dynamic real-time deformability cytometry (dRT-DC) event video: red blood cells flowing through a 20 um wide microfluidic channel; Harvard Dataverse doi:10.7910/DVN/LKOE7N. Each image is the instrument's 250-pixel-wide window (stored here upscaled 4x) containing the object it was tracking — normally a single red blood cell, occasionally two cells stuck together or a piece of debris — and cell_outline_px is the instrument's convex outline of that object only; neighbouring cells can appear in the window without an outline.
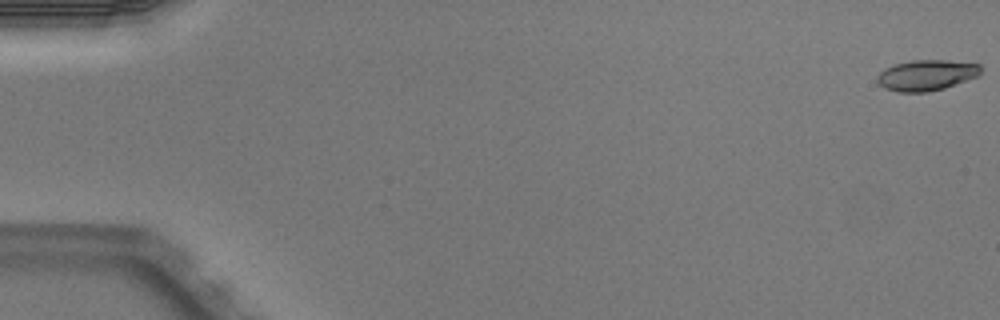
{"species": "Egyptian fruit bat (a non-hibernating species)", "species_latin": "Rousettus aegyptiacus", "temperature_condition": "warm", "stored_images_in_passage": 5, "camera_frame_rate_fps": 3000, "um_per_image_px": 0.085, "animal": {"sex": "male"}, "frame": {"image": 1, "passage_image": 1, "time_ms": 0.0, "image_size_px": [1000, 320], "cell_outline_px": [[980, 76], [944, 88], [928, 92], [896, 92], [884, 88], [876, 80], [876, 76], [884, 68], [896, 64], [912, 60], [948, 60], [980, 64]], "centroid_in_image_um": [78.74, 6.39], "position_along_channel_um": 6.3, "area_um2": 18.67}}
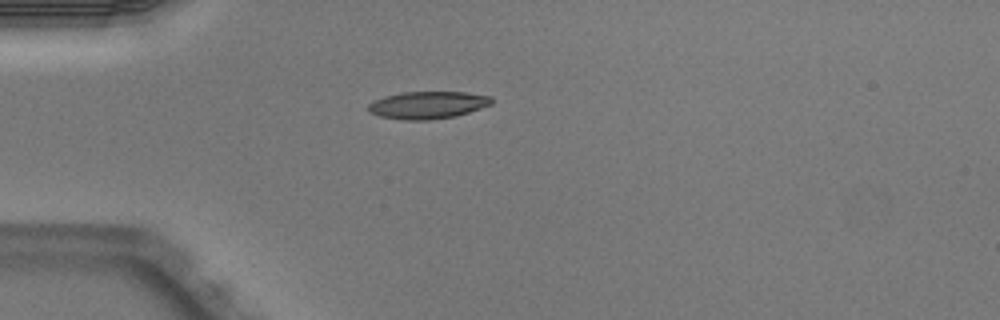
{"frame": {"image": 2, "passage_image": 4, "time_ms": 1.0, "image_size_px": [1000, 320], "cell_outline_px": [[492, 104], [456, 116], [428, 120], [404, 120], [380, 116], [368, 112], [368, 104], [372, 100], [384, 96], [404, 92], [468, 92], [492, 96]], "centroid_in_image_um": [36.34, 8.92], "position_along_channel_um": 48.7, "area_um2": 19.77}}